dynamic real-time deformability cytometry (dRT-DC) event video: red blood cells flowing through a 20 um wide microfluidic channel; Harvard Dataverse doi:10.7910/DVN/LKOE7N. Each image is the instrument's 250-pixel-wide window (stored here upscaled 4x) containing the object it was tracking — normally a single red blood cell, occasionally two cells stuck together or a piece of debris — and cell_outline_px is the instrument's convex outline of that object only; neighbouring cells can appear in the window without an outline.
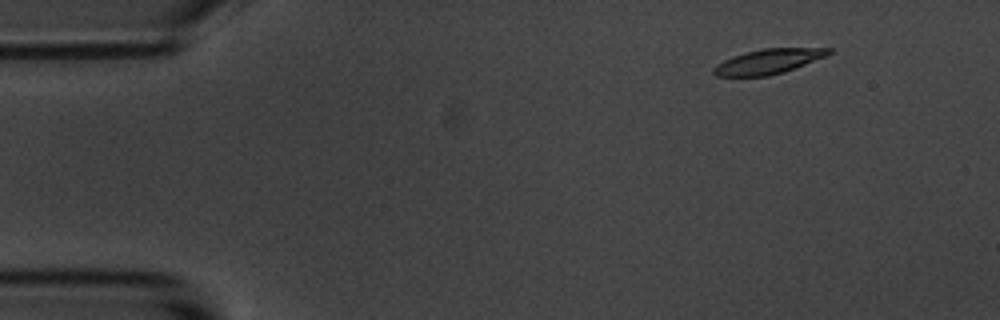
{"species": "common noctule bat (a hibernating species)", "species_latin": "Nyctalus noctula", "temperature_condition": "room temperature", "stored_images_in_passage": 4, "camera_frame_rate_fps": 3000, "um_per_image_px": 0.085, "animal": {"sex": "male", "body_mass_g": 20.1, "forearm_length_mm": 53.5}, "frame": {"image": 1, "passage_image": 2, "time_ms": 1.0, "image_size_px": [1000, 320], "cell_outline_px": [[832, 52], [824, 56], [784, 72], [768, 76], [716, 76], [712, 72], [712, 68], [724, 60], [732, 56], [744, 52], [764, 48], [832, 48]], "centroid_in_image_um": [65.26, 5.22], "position_along_channel_um": 19.7, "area_um2": 16.47}}